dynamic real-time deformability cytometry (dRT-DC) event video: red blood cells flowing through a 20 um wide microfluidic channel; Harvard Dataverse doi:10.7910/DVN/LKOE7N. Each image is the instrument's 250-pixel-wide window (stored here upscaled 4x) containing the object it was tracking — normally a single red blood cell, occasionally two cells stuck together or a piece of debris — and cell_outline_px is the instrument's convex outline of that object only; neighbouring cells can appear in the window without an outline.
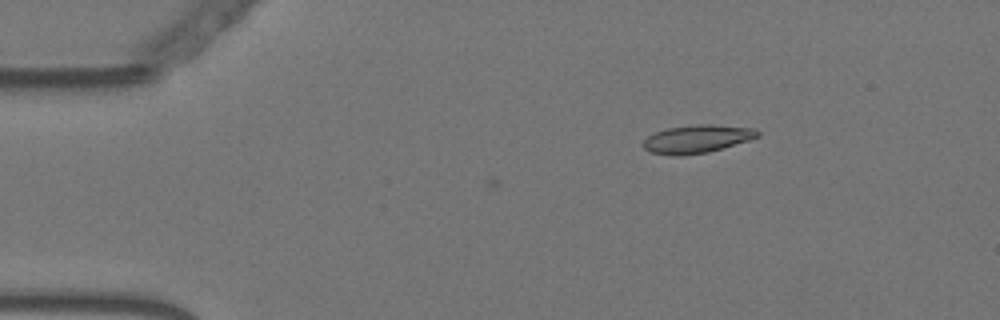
{"species": "Egyptian fruit bat (a non-hibernating species)", "species_latin": "Rousettus aegyptiacus", "temperature_condition": "warm", "stored_images_in_passage": 3, "camera_frame_rate_fps": 3000, "um_per_image_px": 0.085, "animal": {"sex": "female"}, "frame": {"image": 1, "passage_image": 3, "time_ms": 0.667, "image_size_px": [1000, 320], "cell_outline_px": [[760, 136], [748, 140], [708, 152], [684, 156], [672, 156], [652, 152], [644, 148], [640, 144], [648, 136], [656, 132], [668, 128], [696, 124], [712, 124], [756, 128], [760, 132]], "centroid_in_image_um": [59.24, 11.81], "position_along_channel_um": 25.8, "area_um2": 18.79}}